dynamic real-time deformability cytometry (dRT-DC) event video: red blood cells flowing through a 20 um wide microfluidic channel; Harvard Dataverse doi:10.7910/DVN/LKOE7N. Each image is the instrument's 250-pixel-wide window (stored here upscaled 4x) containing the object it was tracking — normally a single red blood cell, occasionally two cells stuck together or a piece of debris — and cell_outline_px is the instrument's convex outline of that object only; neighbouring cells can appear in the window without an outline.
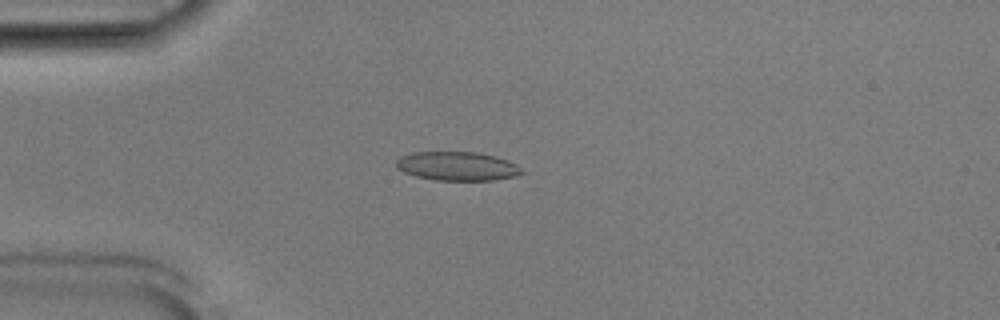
{"species": "Egyptian fruit bat (a non-hibernating species)", "species_latin": "Rousettus aegyptiacus", "temperature_condition": "room temperature", "stored_images_in_passage": 53, "camera_frame_rate_fps": 3000, "um_per_image_px": 0.085, "animal": {"sex": "male"}, "frame": {"image": 1, "passage_image": 15, "time_ms": 4.667, "image_size_px": [1000, 320], "cell_outline_px": [[520, 172], [508, 176], [488, 180], [444, 180], [420, 176], [408, 172], [400, 168], [408, 156], [424, 152], [468, 152], [488, 156], [504, 160], [512, 164]], "centroid_in_image_um": [38.92, 14.13], "position_along_channel_um": 46.1, "area_um2": 18.73}}
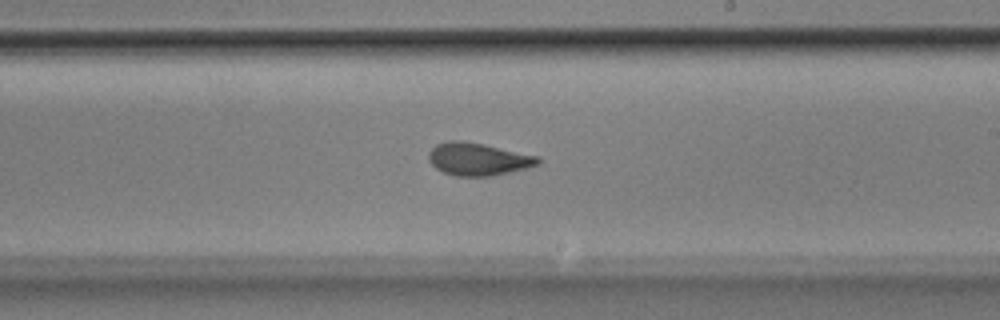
{"frame": {"image": 2, "passage_image": 32, "time_ms": 10.333, "image_size_px": [1000, 320], "cell_outline_px": [[540, 160], [532, 164], [500, 172], [476, 176], [468, 176], [448, 172], [440, 168], [432, 160], [432, 152], [440, 144], [476, 144], [532, 156]], "centroid_in_image_um": [40.62, 13.55], "position_along_channel_um": 248.4, "area_um2": 17.17}}
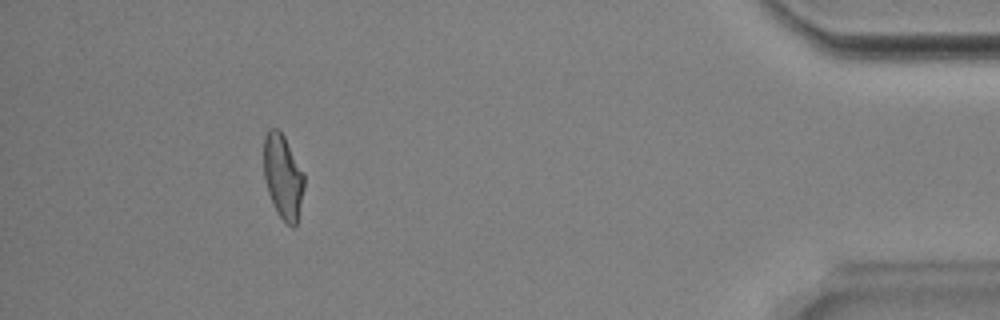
{"frame": {"image": 3, "passage_image": 49, "time_ms": 16.0, "image_size_px": [1000, 320], "cell_outline_px": [[304, 184], [296, 224], [292, 224], [284, 220], [280, 216], [272, 200], [268, 188], [264, 172], [264, 140], [268, 132], [276, 128], [280, 132], [304, 176]], "centroid_in_image_um": [24.04, 15.01], "position_along_channel_um": 411.2, "area_um2": 18.32}, "authors_computed_cell_mechanics": {"area_um2": 17.4556, "velocity_mm_per_s": 3.8851, "shape_relaxation_time_tau1_ms": 11.1828, "shape_relaxation_time_tau2_ms": 1.7065, "deformation_change_tau1": 0.2865, "deformation_change_tau2": 0.0891}}